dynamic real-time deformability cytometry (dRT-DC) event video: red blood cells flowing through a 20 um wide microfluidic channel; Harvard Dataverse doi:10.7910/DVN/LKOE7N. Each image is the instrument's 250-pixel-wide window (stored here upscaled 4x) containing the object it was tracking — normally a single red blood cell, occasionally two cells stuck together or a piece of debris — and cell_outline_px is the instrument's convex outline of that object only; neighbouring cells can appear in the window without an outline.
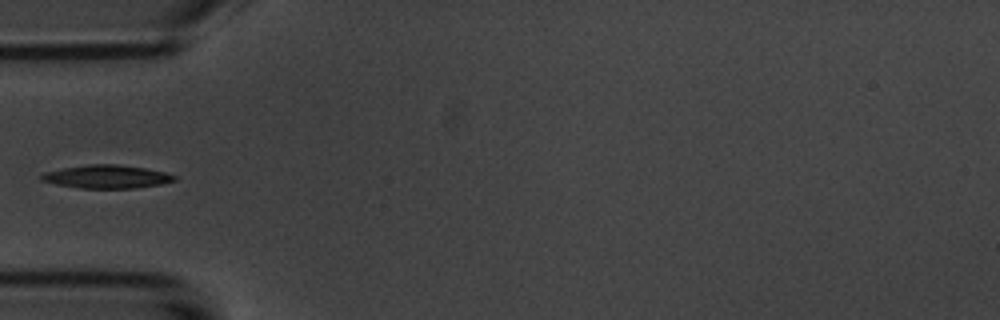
{"species": "common noctule bat (a hibernating species)", "species_latin": "Nyctalus noctula", "temperature_condition": "room temperature", "stored_images_in_passage": 6, "camera_frame_rate_fps": 3000, "um_per_image_px": 0.085, "animal": {"sex": "male", "body_mass_g": 20.1, "forearm_length_mm": 53.5}, "frame": {"image": 1, "passage_image": 5, "time_ms": 4.667, "image_size_px": [1000, 320], "cell_outline_px": [[176, 180], [160, 184], [136, 188], [80, 188], [56, 184], [40, 180], [40, 176], [44, 172], [64, 168], [88, 164], [116, 164], [144, 168], [164, 172], [176, 176]], "centroid_in_image_um": [9.05, 15.02], "position_along_channel_um": 75.9, "area_um2": 17.86}}